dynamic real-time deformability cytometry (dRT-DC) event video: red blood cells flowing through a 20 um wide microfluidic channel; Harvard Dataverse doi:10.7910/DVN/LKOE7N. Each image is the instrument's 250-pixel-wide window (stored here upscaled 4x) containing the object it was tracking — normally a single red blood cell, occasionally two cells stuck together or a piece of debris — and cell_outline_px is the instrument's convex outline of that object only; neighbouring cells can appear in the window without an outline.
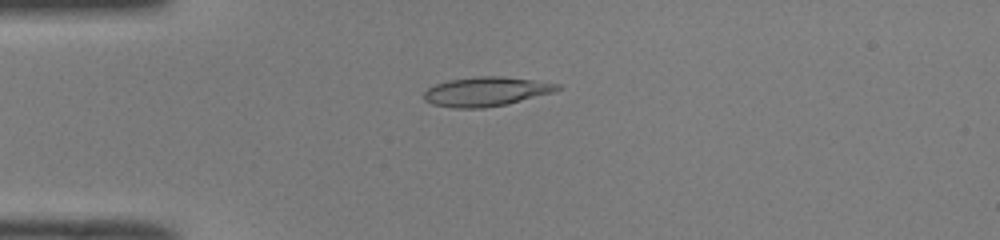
{"species": "common noctule bat (a hibernating species)", "species_latin": "Nyctalus noctula", "temperature_condition": "room temperature", "stored_images_in_passage": 51, "camera_frame_rate_fps": 3000, "um_per_image_px": 0.085, "animal": {"sex": "male", "body_mass_g": 19.0, "forearm_length_mm": 50.8}, "frame": {"image": 1, "passage_image": 14, "time_ms": 4.333, "image_size_px": [1000, 240], "cell_outline_px": [[564, 88], [552, 92], [508, 104], [484, 108], [452, 108], [432, 104], [424, 100], [424, 92], [428, 88], [436, 84], [448, 80], [476, 76], [500, 76], [532, 80], [560, 84]], "centroid_in_image_um": [41.31, 7.78], "position_along_channel_um": 43.7, "area_um2": 22.77}}
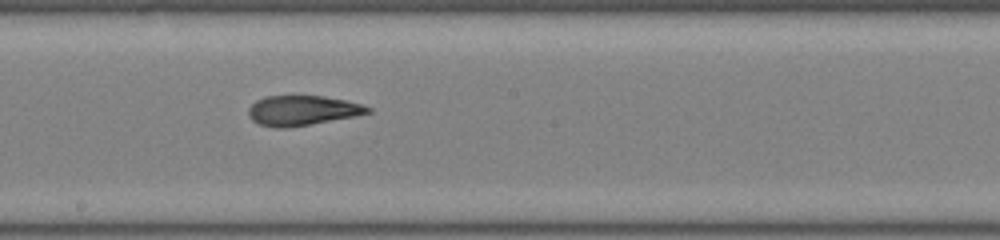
{"frame": {"image": 2, "passage_image": 29, "time_ms": 9.333, "image_size_px": [1000, 240], "cell_outline_px": [[372, 112], [356, 116], [312, 124], [284, 128], [272, 128], [260, 124], [252, 120], [248, 112], [248, 108], [256, 100], [268, 96], [324, 96], [344, 100], [360, 104], [372, 108]], "centroid_in_image_um": [25.7, 9.4], "position_along_channel_um": 222.5, "area_um2": 20.75}}
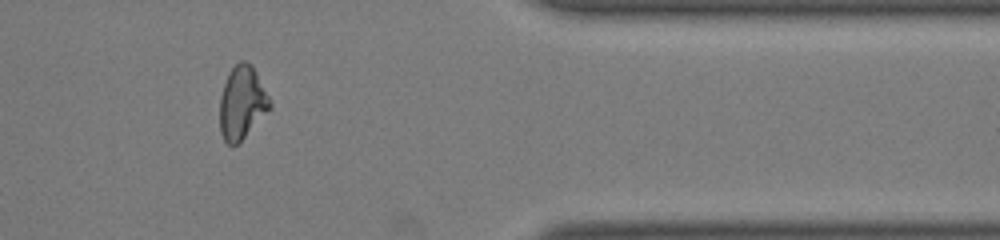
{"frame": {"image": 3, "passage_image": 43, "time_ms": 14.0, "image_size_px": [1000, 240], "cell_outline_px": [[272, 104], [244, 136], [232, 148], [224, 140], [220, 132], [220, 96], [228, 72], [240, 60], [248, 60], [252, 64]], "centroid_in_image_um": [20.53, 8.69], "position_along_channel_um": 390.9, "area_um2": 20.87}, "authors_computed_cell_mechanics": {"area_um2": 21.3282, "velocity_mm_per_s": 4.0222, "shape_relaxation_time_tau1_ms": null, "shape_relaxation_time_tau2_ms": 2.1105, "deformation_change_tau1": null, "deformation_change_tau2": 0.1015}}